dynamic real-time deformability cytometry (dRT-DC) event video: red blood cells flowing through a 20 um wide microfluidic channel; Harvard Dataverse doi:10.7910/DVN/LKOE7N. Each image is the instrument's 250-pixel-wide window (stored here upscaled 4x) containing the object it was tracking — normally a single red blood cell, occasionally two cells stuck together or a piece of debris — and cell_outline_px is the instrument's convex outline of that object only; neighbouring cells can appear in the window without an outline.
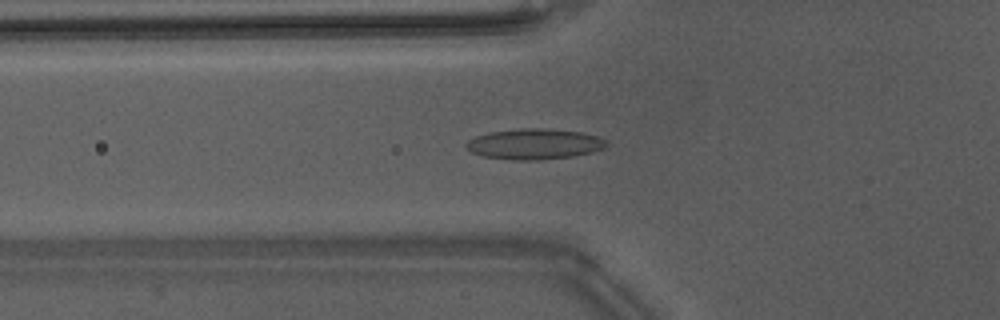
{"species": "Egyptian fruit bat (a non-hibernating species)", "species_latin": "Rousettus aegyptiacus", "temperature_condition": "warm", "stored_images_in_passage": 52, "camera_frame_rate_fps": 3000, "um_per_image_px": 0.085, "animal": {"sex": "male"}, "frame": {"image": 1, "passage_image": 21, "time_ms": 6.667, "image_size_px": [1000, 320], "cell_outline_px": [[608, 144], [604, 148], [592, 152], [572, 156], [540, 160], [516, 160], [484, 156], [472, 152], [464, 144], [468, 140], [476, 136], [492, 132], [520, 128], [540, 128], [580, 132], [596, 136], [608, 140]], "centroid_in_image_um": [45.44, 12.24], "position_along_channel_um": 80.4, "area_um2": 24.8}}
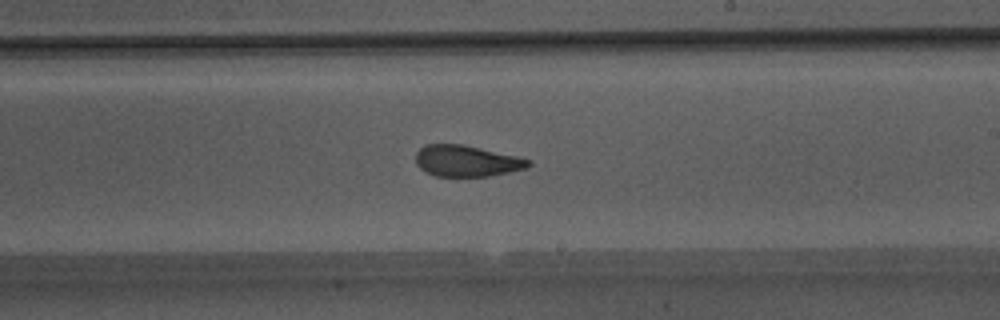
{"frame": {"image": 2, "passage_image": 33, "time_ms": 10.667, "image_size_px": [1000, 320], "cell_outline_px": [[532, 164], [528, 168], [488, 176], [436, 176], [424, 172], [416, 164], [416, 152], [424, 144], [464, 144], [516, 156], [532, 160]], "centroid_in_image_um": [39.65, 13.67], "position_along_channel_um": 249.3, "area_um2": 20.63}}
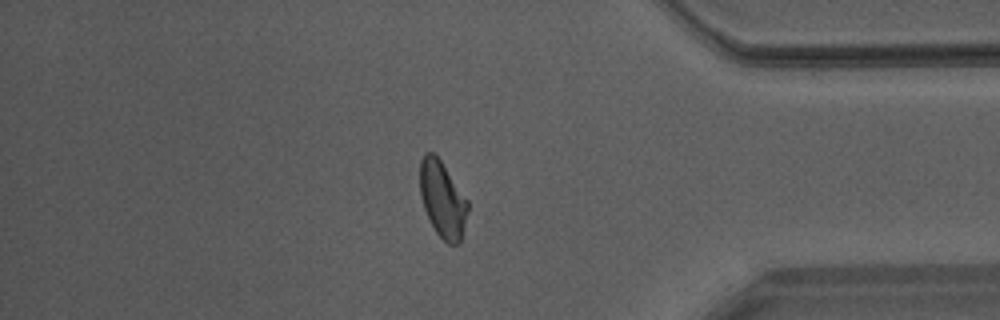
{"frame": {"image": 3, "passage_image": 45, "time_ms": 14.667, "image_size_px": [1000, 320], "cell_outline_px": [[468, 208], [460, 240], [456, 244], [448, 244], [436, 232], [424, 208], [420, 196], [420, 160], [424, 152], [432, 152], [440, 160], [468, 200]], "centroid_in_image_um": [37.59, 16.91], "position_along_channel_um": 397.6, "area_um2": 20.87}, "authors_computed_cell_mechanics": {"area_um2": 21.7906, "velocity_mm_per_s": 4.2226, "shape_relaxation_time_tau1_ms": 6.8593, "shape_relaxation_time_tau2_ms": 1.3671, "deformation_change_tau1": 0.1868, "deformation_change_tau2": 0.0765}}